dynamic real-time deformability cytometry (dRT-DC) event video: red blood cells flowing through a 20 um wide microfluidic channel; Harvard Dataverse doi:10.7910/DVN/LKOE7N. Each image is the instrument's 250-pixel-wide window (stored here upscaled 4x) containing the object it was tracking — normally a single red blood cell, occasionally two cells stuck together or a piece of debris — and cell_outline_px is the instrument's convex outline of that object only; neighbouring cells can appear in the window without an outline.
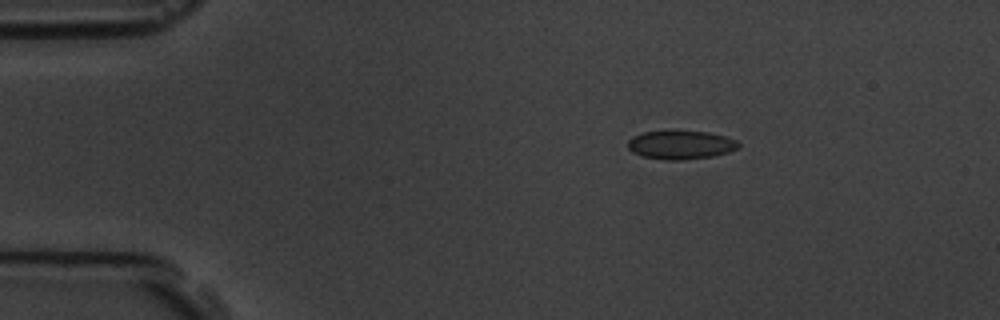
{"species": "common noctule bat (a hibernating species)", "species_latin": "Nyctalus noctula", "temperature_condition": "room temperature", "stored_images_in_passage": 6, "segment_of_instrument_passage": [1, 2], "camera_frame_rate_fps": 3000, "um_per_image_px": 0.085, "animal": {"sex": "male", "body_mass_g": 19.5, "forearm_length_mm": 54.6}, "frame": {"image": 1, "passage_image": 3, "time_ms": 2.0, "image_size_px": [1000, 320], "cell_outline_px": [[740, 148], [728, 152], [712, 156], [680, 160], [664, 160], [644, 156], [632, 152], [628, 148], [628, 140], [632, 136], [644, 132], [708, 132], [724, 136], [736, 140], [740, 144]], "centroid_in_image_um": [57.87, 12.33], "position_along_channel_um": 27.1, "area_um2": 18.15}}